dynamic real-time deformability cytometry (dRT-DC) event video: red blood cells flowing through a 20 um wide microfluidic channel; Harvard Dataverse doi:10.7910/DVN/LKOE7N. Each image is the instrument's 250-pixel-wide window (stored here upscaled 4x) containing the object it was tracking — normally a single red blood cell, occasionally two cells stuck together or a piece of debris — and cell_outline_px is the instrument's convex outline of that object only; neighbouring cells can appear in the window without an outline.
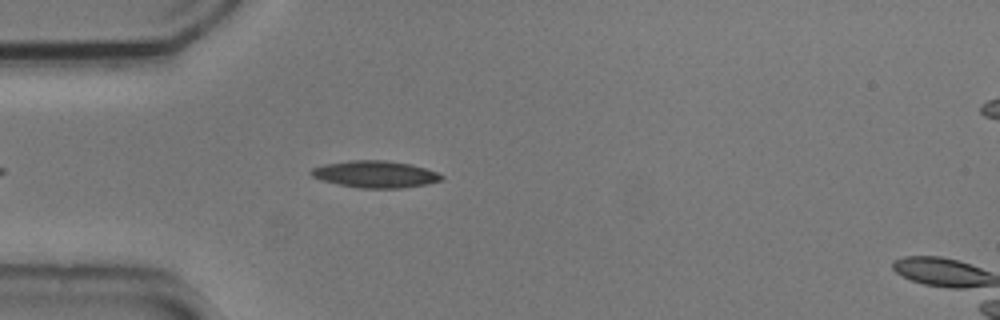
{"species": "common noctule bat (a hibernating species)", "species_latin": "Nyctalus noctula", "temperature_condition": "cold", "stored_images_in_passage": 29, "camera_frame_rate_fps": 3000, "um_per_image_px": 0.085, "animal": {"sex": "male", "body_mass_g": 20.5, "forearm_length_mm": 52.5}, "frame": {"image": 1, "passage_image": 5, "time_ms": 1.333, "image_size_px": [1000, 320], "cell_outline_px": [[444, 180], [428, 184], [404, 188], [360, 188], [320, 180], [312, 176], [308, 172], [312, 168], [324, 164], [352, 160], [384, 160], [412, 164], [436, 172], [444, 176]], "centroid_in_image_um": [31.91, 14.81], "position_along_channel_um": 53.1, "area_um2": 20.52}}